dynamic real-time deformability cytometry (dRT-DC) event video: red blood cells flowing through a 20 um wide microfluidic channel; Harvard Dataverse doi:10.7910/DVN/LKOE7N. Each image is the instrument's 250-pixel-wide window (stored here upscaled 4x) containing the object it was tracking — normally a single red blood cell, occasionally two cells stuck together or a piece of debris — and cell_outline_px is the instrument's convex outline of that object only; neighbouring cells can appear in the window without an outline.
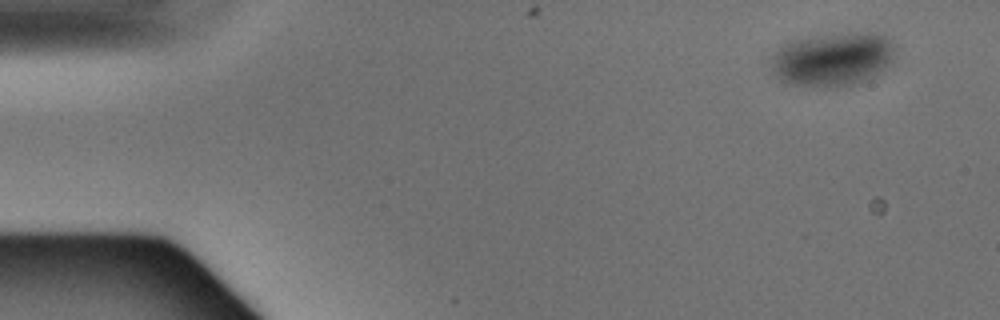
{"species": "Egyptian fruit bat (a non-hibernating species)", "species_latin": "Rousettus aegyptiacus", "temperature_condition": "warm", "stored_images_in_passage": 4, "camera_frame_rate_fps": 3000, "um_per_image_px": 0.085, "animal": {"sex": "male"}, "frame": {"image": 1, "passage_image": 1, "time_ms": 0.0, "image_size_px": [1000, 320], "cell_outline_px": [[896, 56], [892, 64], [884, 72], [876, 76], [856, 84], [836, 88], [816, 88], [788, 84], [780, 80], [772, 72], [772, 60], [776, 52], [784, 44], [796, 40], [848, 32], [876, 32], [892, 40], [896, 44]], "centroid_in_image_um": [70.89, 5.07], "position_along_channel_um": 14.1, "area_um2": 39.77}}